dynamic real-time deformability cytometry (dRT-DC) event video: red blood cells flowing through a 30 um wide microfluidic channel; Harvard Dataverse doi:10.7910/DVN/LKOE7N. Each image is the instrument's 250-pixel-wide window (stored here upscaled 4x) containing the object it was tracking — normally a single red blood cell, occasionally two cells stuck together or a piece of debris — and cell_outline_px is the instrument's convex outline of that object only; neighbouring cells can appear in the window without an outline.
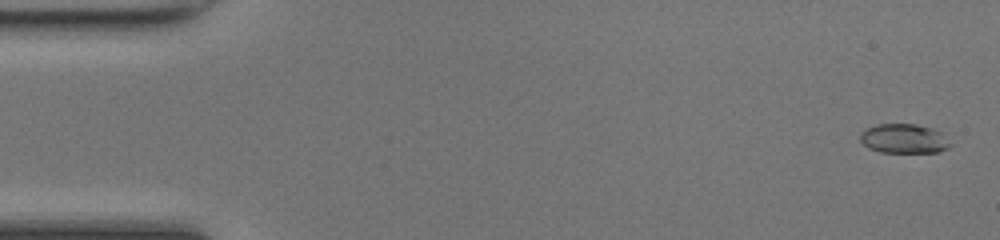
{"species": "common noctule bat (a hibernating species)", "species_latin": "Nyctalus noctula", "temperature_condition": "room temperature", "stored_images_in_passage": 49, "camera_frame_rate_fps": 3000, "um_per_image_px": 0.085, "animal": {"sex": "female", "body_mass_g": 17.0, "forearm_length_mm": 48.0}, "frame": {"image": 1, "passage_image": 2, "time_ms": 0.333, "image_size_px": [1000, 240], "cell_outline_px": [[952, 144], [948, 148], [936, 152], [880, 152], [868, 148], [860, 140], [860, 132], [876, 124], [916, 124], [932, 128], [940, 132]], "centroid_in_image_um": [76.82, 11.78], "position_along_channel_um": 8.2, "area_um2": 15.37}}
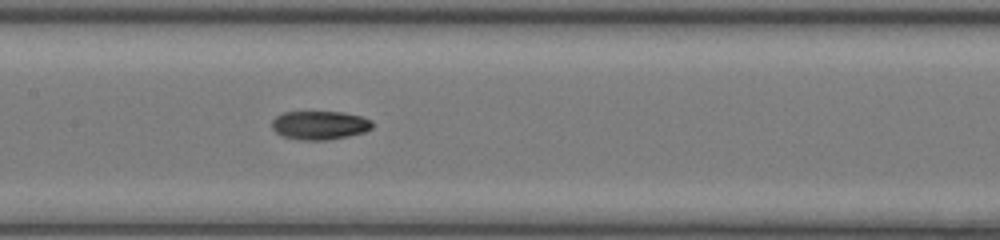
{"frame": {"image": 2, "passage_image": 24, "time_ms": 7.667, "image_size_px": [1000, 240], "cell_outline_px": [[372, 128], [364, 132], [348, 136], [328, 140], [300, 140], [284, 136], [276, 132], [272, 128], [272, 120], [276, 116], [284, 112], [344, 112], [360, 116], [372, 120]], "centroid_in_image_um": [27.18, 10.64], "position_along_channel_um": 180.2, "area_um2": 16.76}}
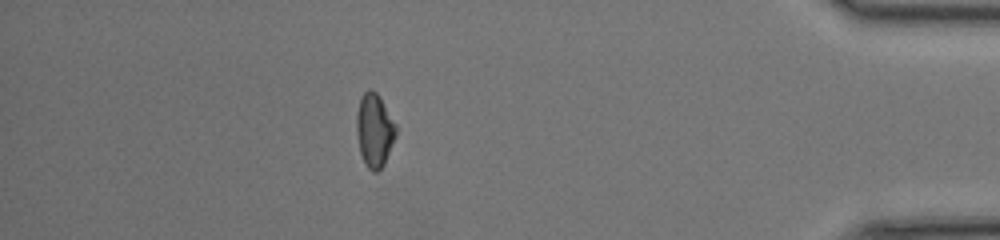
{"frame": {"image": 3, "passage_image": 43, "time_ms": 14.0, "image_size_px": [1000, 240], "cell_outline_px": [[396, 136], [384, 164], [376, 172], [372, 172], [364, 164], [360, 152], [356, 132], [356, 112], [360, 100], [364, 92], [368, 88], [372, 88], [380, 96], [396, 124]], "centroid_in_image_um": [31.82, 11.05], "position_along_channel_um": 403.4, "area_um2": 17.05}, "authors_computed_cell_mechanics": {"area_um2": 16.3574, "velocity_mm_per_s": 4.3088, "shape_relaxation_time_tau1_ms": 3.1519, "shape_relaxation_time_tau2_ms": 7.2133, "deformation_change_tau1": 0.1511, "deformation_change_tau2": 0.0985}}